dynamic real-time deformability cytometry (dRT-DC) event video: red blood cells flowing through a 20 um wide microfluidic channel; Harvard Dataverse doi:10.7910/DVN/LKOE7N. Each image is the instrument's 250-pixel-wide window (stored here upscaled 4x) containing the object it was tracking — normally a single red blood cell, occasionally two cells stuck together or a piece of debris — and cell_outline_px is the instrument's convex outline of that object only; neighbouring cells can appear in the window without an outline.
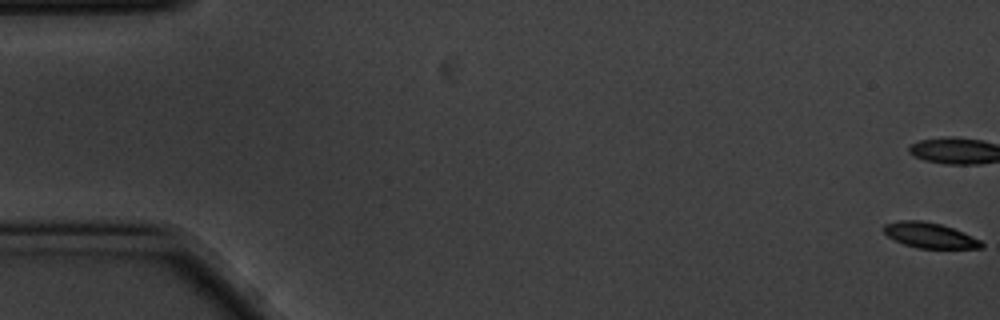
{"species": "common noctule bat (a hibernating species)", "species_latin": "Nyctalus noctula", "temperature_condition": "cold", "stored_images_in_passage": 14, "camera_frame_rate_fps": 3000, "um_per_image_px": 0.085, "animal": {"sex": "male", "body_mass_g": 20.1, "forearm_length_mm": 53.5}, "frame": {"image": 1, "passage_image": 1, "time_ms": 0.0, "image_size_px": [1000, 320], "cell_outline_px": [[984, 248], [916, 248], [904, 244], [888, 236], [880, 228], [884, 224], [900, 220], [920, 220], [940, 224], [964, 232], [980, 240], [984, 244]], "centroid_in_image_um": [79.01, 20.0], "position_along_channel_um": 6.0, "area_um2": 14.45}}